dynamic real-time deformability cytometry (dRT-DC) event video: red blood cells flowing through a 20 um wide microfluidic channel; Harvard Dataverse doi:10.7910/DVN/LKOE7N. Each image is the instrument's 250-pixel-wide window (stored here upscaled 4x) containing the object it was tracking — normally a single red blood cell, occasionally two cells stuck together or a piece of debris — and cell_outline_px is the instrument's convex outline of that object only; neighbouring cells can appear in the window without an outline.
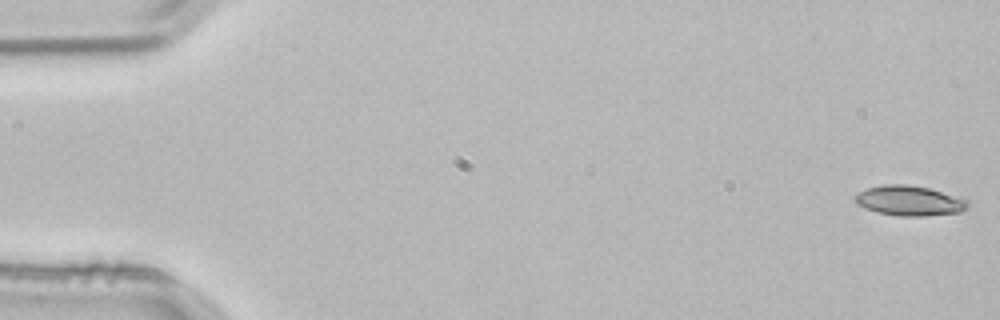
{"species": "common noctule bat (a hibernating species)", "species_latin": "Nyctalus noctula", "temperature_condition": "room temperature", "stored_images_in_passage": 3, "camera_frame_rate_fps": 3000, "um_per_image_px": 0.085, "animal": {"sex": "male", "body_mass_g": 21.5, "forearm_length_mm": 52.0}, "frame": {"image": 1, "passage_image": 1, "time_ms": 0.0, "image_size_px": [1000, 320], "cell_outline_px": [[968, 208], [960, 212], [928, 216], [900, 216], [876, 212], [864, 208], [856, 204], [856, 196], [860, 192], [868, 188], [884, 184], [904, 184], [928, 188], [968, 200]], "centroid_in_image_um": [77.3, 17.07], "position_along_channel_um": 7.7, "area_um2": 19.54}}
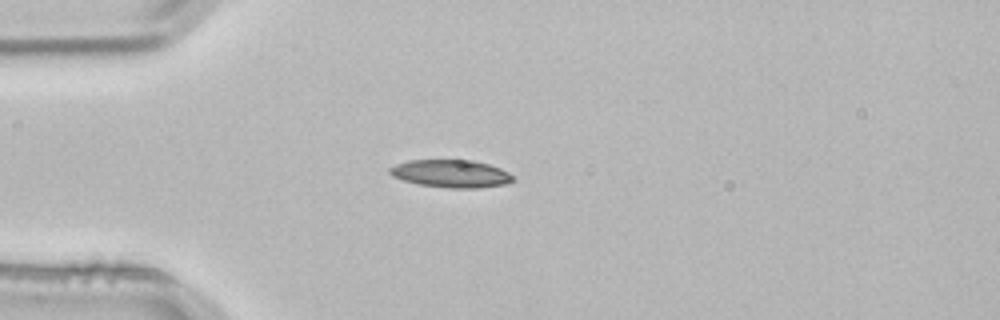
{"frame": {"image": 2, "passage_image": 3, "time_ms": 0.667, "image_size_px": [1000, 320], "cell_outline_px": [[516, 180], [508, 184], [480, 188], [448, 188], [420, 184], [404, 180], [392, 176], [388, 172], [388, 168], [396, 164], [408, 160], [472, 160], [488, 164], [500, 168], [516, 176]], "centroid_in_image_um": [38.39, 14.76], "position_along_channel_um": 46.6, "area_um2": 20.11}}